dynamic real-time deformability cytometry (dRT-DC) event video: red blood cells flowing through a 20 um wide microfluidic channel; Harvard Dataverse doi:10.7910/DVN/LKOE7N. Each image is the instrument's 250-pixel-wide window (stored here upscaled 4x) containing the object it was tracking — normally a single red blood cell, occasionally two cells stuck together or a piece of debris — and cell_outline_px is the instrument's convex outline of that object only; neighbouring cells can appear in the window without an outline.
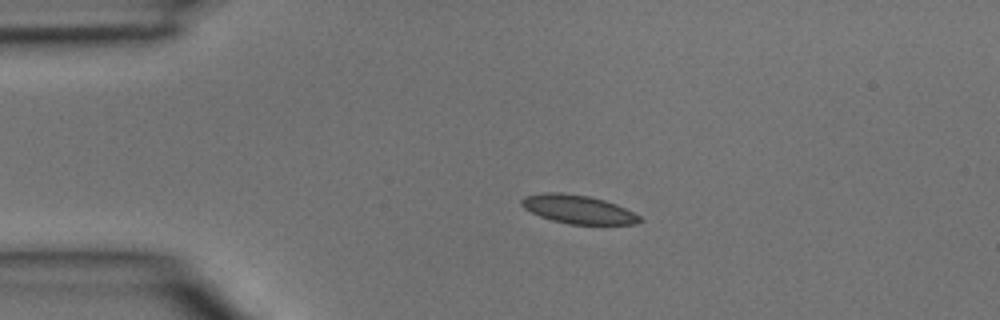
{"species": "common noctule bat (a hibernating species)", "species_latin": "Nyctalus noctula", "temperature_condition": "room temperature", "stored_images_in_passage": 4, "segment_of_instrument_passage": [1, 2], "camera_frame_rate_fps": 3000, "um_per_image_px": 0.085, "animal": {"sex": "male", "body_mass_g": 15.6}, "frame": {"image": 1, "passage_image": 2, "time_ms": 0.333, "image_size_px": [1000, 320], "cell_outline_px": [[644, 220], [636, 224], [568, 224], [552, 220], [540, 216], [524, 208], [520, 204], [520, 200], [524, 196], [544, 192], [560, 192], [588, 196], [604, 200], [616, 204], [640, 216]], "centroid_in_image_um": [49.12, 17.79], "position_along_channel_um": 35.9, "area_um2": 19.59}}